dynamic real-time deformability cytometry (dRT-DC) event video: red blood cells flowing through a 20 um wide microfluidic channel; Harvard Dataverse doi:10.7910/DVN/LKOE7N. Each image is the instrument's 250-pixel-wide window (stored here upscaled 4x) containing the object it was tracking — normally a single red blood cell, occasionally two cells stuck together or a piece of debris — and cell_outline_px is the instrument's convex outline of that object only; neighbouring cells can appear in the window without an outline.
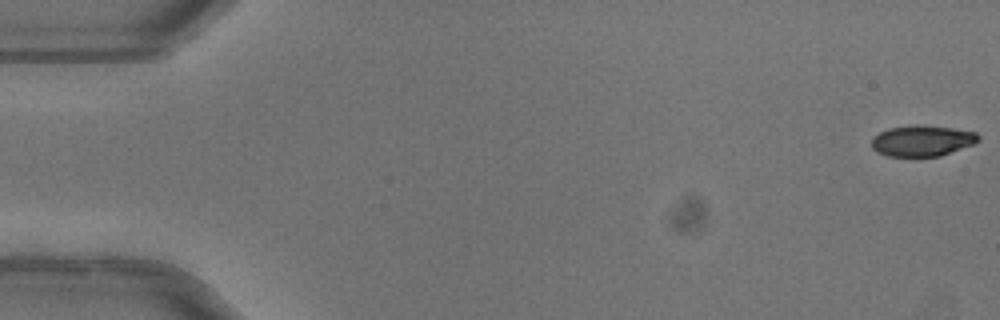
{"species": "common noctule bat (a hibernating species)", "species_latin": "Nyctalus noctula", "temperature_condition": "warm", "stored_images_in_passage": 52, "camera_frame_rate_fps": 3000, "um_per_image_px": 0.085, "animal": {"sex": "female"}, "frame": {"image": 1, "passage_image": 1, "time_ms": 0.0, "image_size_px": [1000, 320], "cell_outline_px": [[980, 140], [972, 144], [940, 156], [888, 156], [876, 152], [872, 148], [872, 136], [888, 128], [912, 124], [924, 124], [952, 128], [976, 132], [980, 136]], "centroid_in_image_um": [78.35, 11.94], "position_along_channel_um": 6.6, "area_um2": 19.42}}
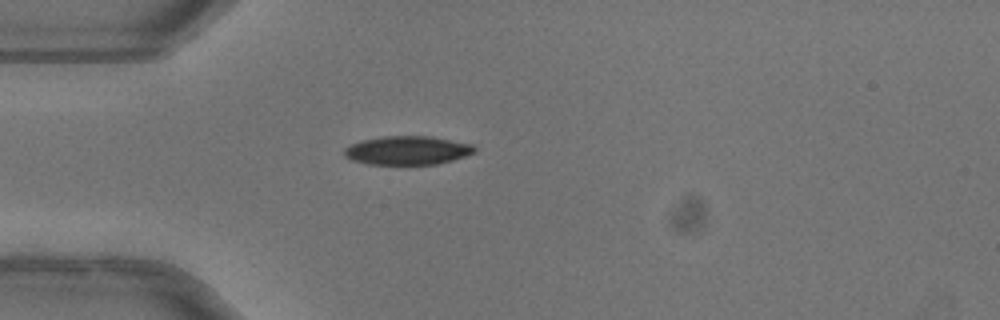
{"frame": {"image": 2, "passage_image": 15, "time_ms": 4.667, "image_size_px": [1000, 320], "cell_outline_px": [[476, 152], [452, 160], [436, 164], [368, 164], [352, 160], [344, 156], [344, 148], [352, 144], [364, 140], [380, 136], [432, 136], [472, 144], [476, 148]], "centroid_in_image_um": [34.64, 12.78], "position_along_channel_um": 50.4, "area_um2": 21.73}}
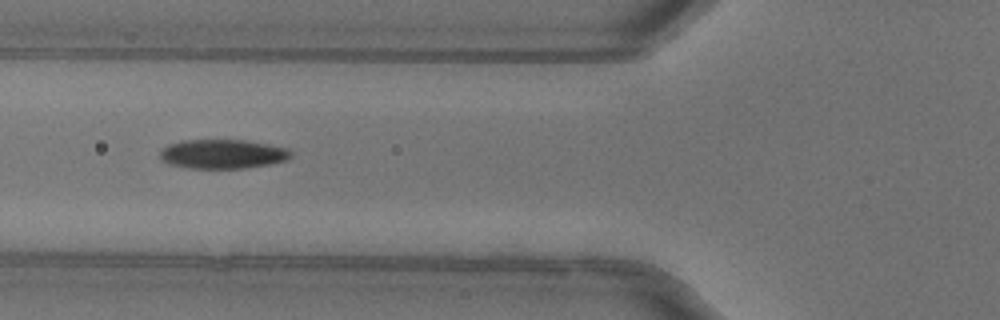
{"frame": {"image": 3, "passage_image": 20, "time_ms": 6.333, "image_size_px": [1000, 320], "cell_outline_px": [[292, 156], [288, 160], [268, 164], [244, 168], [188, 168], [168, 164], [160, 160], [160, 152], [168, 144], [184, 140], [244, 140], [268, 144], [288, 148], [292, 152]], "centroid_in_image_um": [18.92, 13.09], "position_along_channel_um": 106.9, "area_um2": 22.37}, "authors_computed_cell_mechanics": {"area_um2": 21.675, "velocity_mm_per_s": 4.0428, "shape_relaxation_time_tau1_ms": 3.5024, "shape_relaxation_time_tau2_ms": null, "deformation_change_tau1": 0.1446, "deformation_change_tau2": null}}